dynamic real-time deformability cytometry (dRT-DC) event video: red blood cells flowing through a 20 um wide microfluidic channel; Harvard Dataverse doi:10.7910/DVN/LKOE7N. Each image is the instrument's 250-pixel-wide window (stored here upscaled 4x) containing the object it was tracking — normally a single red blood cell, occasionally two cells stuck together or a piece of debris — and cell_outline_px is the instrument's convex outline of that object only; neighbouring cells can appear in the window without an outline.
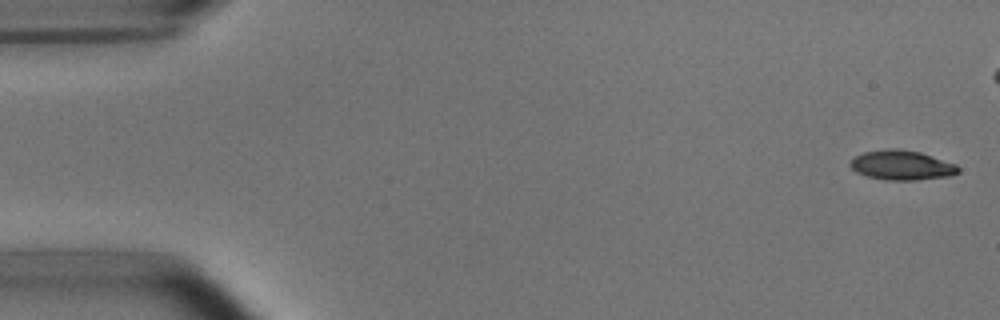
{"species": "common noctule bat (a hibernating species)", "species_latin": "Nyctalus noctula", "temperature_condition": "room temperature", "stored_images_in_passage": 44, "camera_frame_rate_fps": 3000, "um_per_image_px": 0.085, "animal": {"sex": "male", "body_mass_g": 15.6}, "frame": {"image": 1, "passage_image": 2, "time_ms": 0.333, "image_size_px": [1000, 320], "cell_outline_px": [[960, 172], [952, 176], [916, 180], [884, 180], [868, 176], [856, 172], [848, 164], [856, 156], [864, 152], [892, 148], [896, 148], [920, 152], [956, 164], [960, 168]], "centroid_in_image_um": [76.68, 14.05], "position_along_channel_um": 8.3, "area_um2": 18.67}}
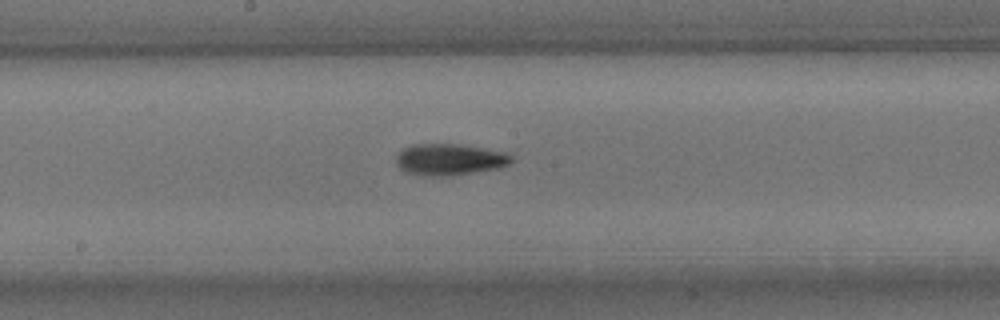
{"frame": {"image": 2, "passage_image": 28, "time_ms": 9.0, "image_size_px": [1000, 320], "cell_outline_px": [[516, 160], [500, 168], [448, 176], [420, 176], [404, 172], [396, 164], [396, 156], [404, 148], [412, 144], [460, 144], [508, 152]], "centroid_in_image_um": [38.23, 13.56], "position_along_channel_um": 210.0, "area_um2": 21.5}}
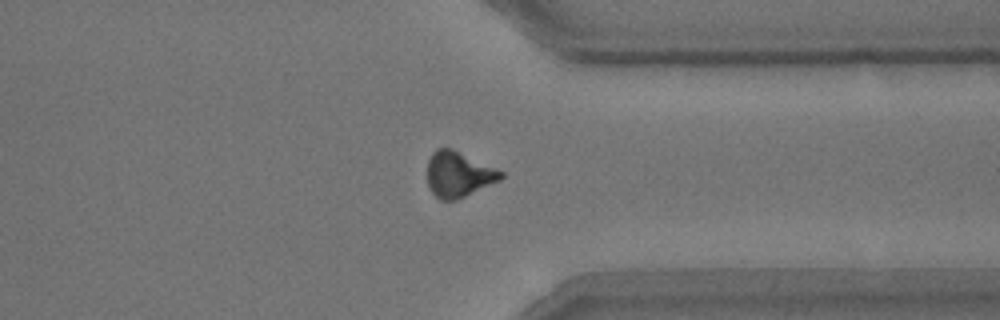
{"frame": {"image": 3, "passage_image": 41, "time_ms": 13.333, "image_size_px": [1000, 320], "cell_outline_px": [[504, 176], [500, 180], [456, 200], [440, 200], [432, 192], [428, 184], [428, 160], [432, 152], [436, 148], [452, 148], [496, 168], [504, 172]], "centroid_in_image_um": [38.97, 14.81], "position_along_channel_um": 372.4, "area_um2": 19.42}}